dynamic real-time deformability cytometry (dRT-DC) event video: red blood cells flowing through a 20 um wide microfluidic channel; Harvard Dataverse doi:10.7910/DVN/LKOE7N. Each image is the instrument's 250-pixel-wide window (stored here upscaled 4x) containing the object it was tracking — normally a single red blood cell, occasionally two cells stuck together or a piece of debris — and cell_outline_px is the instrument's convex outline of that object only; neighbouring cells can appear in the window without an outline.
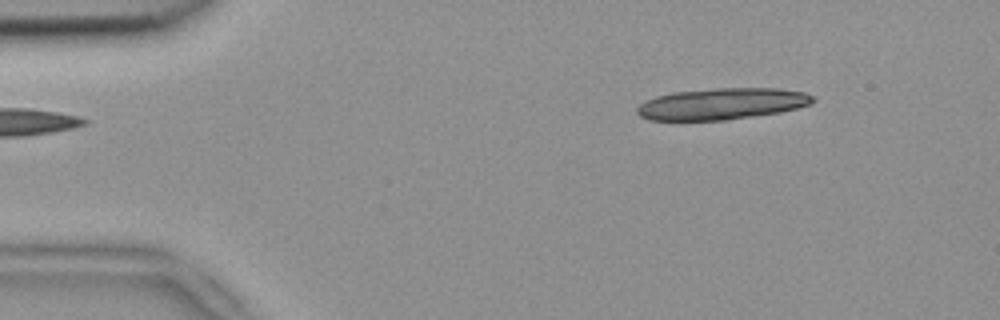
{"species": "common noctule bat (a hibernating species)", "species_latin": "Nyctalus noctula", "temperature_condition": "room temperature", "stored_images_in_passage": 4, "segment_of_instrument_passage": [2, 2], "camera_frame_rate_fps": 3000, "um_per_image_px": 0.085, "animal": {"sex": "female", "body_mass_g": 18.4}, "frame": {"image": 1, "passage_image": 4, "time_ms": 1.0, "image_size_px": [1000, 320], "cell_outline_px": [[816, 100], [808, 104], [796, 108], [780, 112], [728, 120], [648, 120], [640, 116], [636, 112], [636, 108], [640, 104], [656, 96], [672, 92], [712, 88], [776, 88], [804, 92], [816, 96]], "centroid_in_image_um": [61.36, 8.82], "position_along_channel_um": 23.6, "area_um2": 32.31}}